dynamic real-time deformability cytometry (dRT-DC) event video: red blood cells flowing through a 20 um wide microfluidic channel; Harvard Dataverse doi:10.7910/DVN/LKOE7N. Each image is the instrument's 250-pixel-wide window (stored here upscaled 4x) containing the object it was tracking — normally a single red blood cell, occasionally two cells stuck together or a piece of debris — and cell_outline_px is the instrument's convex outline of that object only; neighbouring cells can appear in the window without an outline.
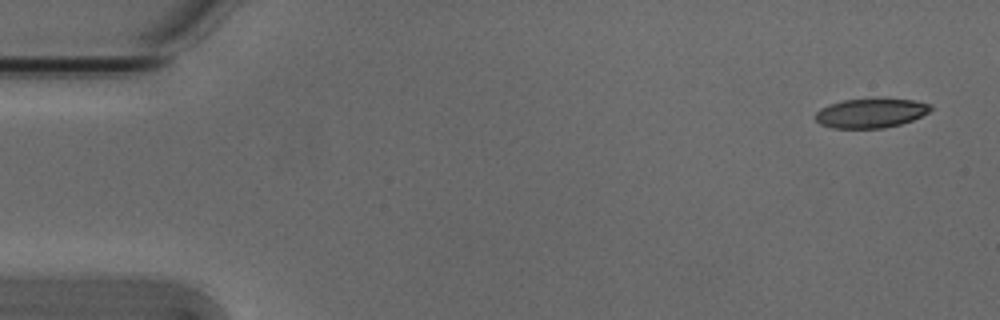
{"species": "Egyptian fruit bat (a non-hibernating species)", "species_latin": "Rousettus aegyptiacus", "temperature_condition": "cold", "stored_images_in_passage": 4, "camera_frame_rate_fps": 3000, "um_per_image_px": 0.085, "animal": {"sex": "male"}, "frame": {"image": 1, "passage_image": 1, "time_ms": 0.0, "image_size_px": [1000, 320], "cell_outline_px": [[932, 108], [928, 112], [912, 120], [900, 124], [884, 128], [832, 128], [820, 124], [816, 120], [816, 112], [820, 108], [828, 104], [844, 100], [912, 100], [932, 104]], "centroid_in_image_um": [73.98, 9.63], "position_along_channel_um": 11.0, "area_um2": 19.31}}
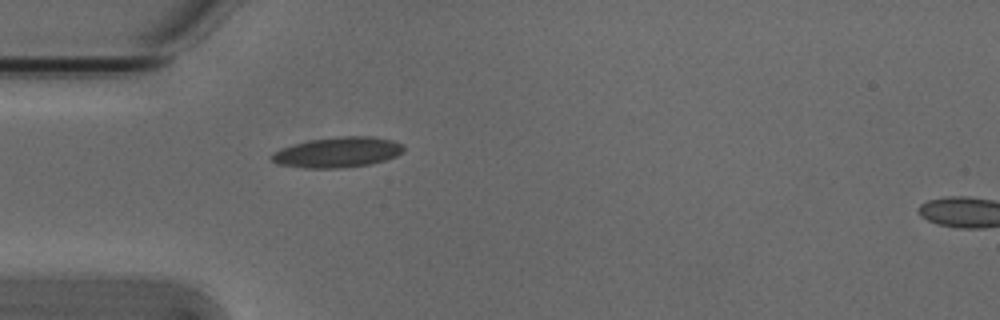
{"frame": {"image": 2, "passage_image": 4, "time_ms": 1.0, "image_size_px": [1000, 320], "cell_outline_px": [[404, 152], [396, 156], [384, 160], [368, 164], [336, 168], [304, 168], [280, 164], [272, 160], [272, 156], [276, 152], [284, 148], [308, 140], [336, 136], [372, 136], [392, 140], [404, 144]], "centroid_in_image_um": [28.77, 12.93], "position_along_channel_um": 56.2, "area_um2": 23.06}}